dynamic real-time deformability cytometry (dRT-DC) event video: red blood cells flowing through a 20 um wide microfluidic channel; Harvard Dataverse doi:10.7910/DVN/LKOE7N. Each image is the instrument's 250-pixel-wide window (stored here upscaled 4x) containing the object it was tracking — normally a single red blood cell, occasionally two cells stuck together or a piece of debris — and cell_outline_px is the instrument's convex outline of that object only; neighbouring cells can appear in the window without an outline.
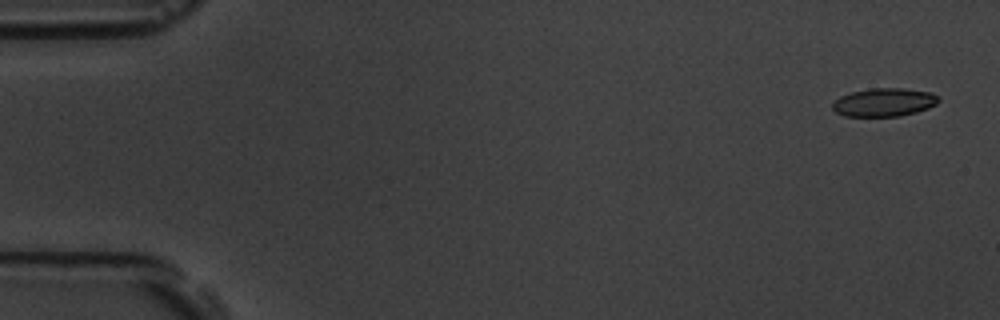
{"species": "common noctule bat (a hibernating species)", "species_latin": "Nyctalus noctula", "temperature_condition": "room temperature", "stored_images_in_passage": 15, "camera_frame_rate_fps": 3000, "um_per_image_px": 0.085, "animal": {"sex": "male", "body_mass_g": 19.5, "forearm_length_mm": 54.6}, "frame": {"image": 1, "passage_image": 1, "time_ms": 0.0, "image_size_px": [1000, 320], "cell_outline_px": [[940, 100], [936, 104], [928, 108], [916, 112], [900, 116], [844, 116], [836, 112], [832, 108], [832, 104], [840, 96], [852, 92], [872, 88], [904, 88], [932, 92], [940, 96]], "centroid_in_image_um": [75.18, 8.69], "position_along_channel_um": 9.8, "area_um2": 17.57}}
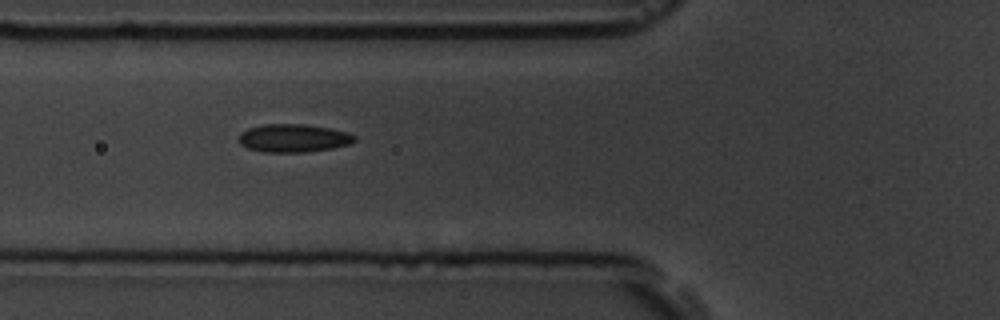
{"frame": {"image": 2, "passage_image": 6, "time_ms": 6.333, "image_size_px": [1000, 320], "cell_outline_px": [[356, 140], [352, 144], [332, 148], [304, 152], [264, 152], [248, 148], [240, 144], [240, 132], [248, 128], [264, 124], [304, 124], [328, 128], [348, 132], [356, 136]], "centroid_in_image_um": [24.96, 11.74], "position_along_channel_um": 100.8, "area_um2": 18.96}}
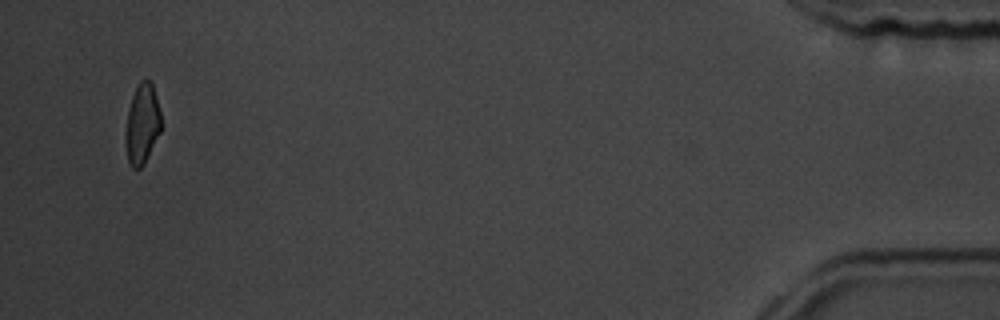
{"frame": {"image": 3, "passage_image": 15, "time_ms": 17.667, "image_size_px": [1000, 320], "cell_outline_px": [[160, 132], [144, 164], [140, 168], [132, 168], [128, 160], [124, 140], [124, 136], [128, 108], [132, 96], [140, 80], [148, 80], [152, 84], [156, 96], [160, 112]], "centroid_in_image_um": [12.06, 10.55], "position_along_channel_um": 423.1, "area_um2": 16.53}, "authors_computed_cell_mechanics": {"area_um2": 17.8024, "velocity_mm_per_s": 3.5826, "shape_relaxation_time_tau1_ms": 3.9248, "shape_relaxation_time_tau2_ms": 3.6205, "deformation_change_tau1": 0.0863, "deformation_change_tau2": 0.0623}}